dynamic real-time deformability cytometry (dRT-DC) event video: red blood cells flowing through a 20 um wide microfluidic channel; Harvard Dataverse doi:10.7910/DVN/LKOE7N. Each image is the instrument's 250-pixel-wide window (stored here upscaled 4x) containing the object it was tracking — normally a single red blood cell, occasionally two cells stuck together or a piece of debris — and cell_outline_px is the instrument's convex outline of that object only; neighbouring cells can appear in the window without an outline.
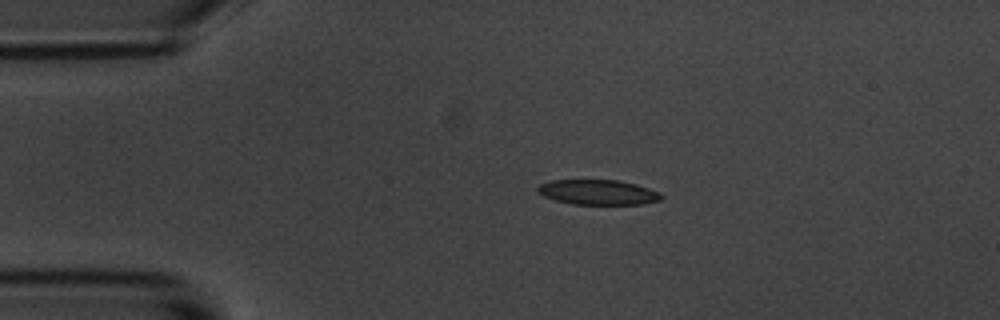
{"species": "common noctule bat (a hibernating species)", "species_latin": "Nyctalus noctula", "temperature_condition": "room temperature", "stored_images_in_passage": 3, "camera_frame_rate_fps": 3000, "um_per_image_px": 0.085, "animal": {"sex": "male", "body_mass_g": 20.1, "forearm_length_mm": 53.5}, "frame": {"image": 1, "passage_image": 2, "time_ms": 0.333, "image_size_px": [1000, 320], "cell_outline_px": [[664, 196], [660, 200], [640, 204], [572, 204], [556, 200], [544, 196], [536, 192], [536, 188], [540, 184], [552, 180], [616, 180], [636, 184], [660, 192]], "centroid_in_image_um": [50.82, 16.34], "position_along_channel_um": 34.2, "area_um2": 17.98}}